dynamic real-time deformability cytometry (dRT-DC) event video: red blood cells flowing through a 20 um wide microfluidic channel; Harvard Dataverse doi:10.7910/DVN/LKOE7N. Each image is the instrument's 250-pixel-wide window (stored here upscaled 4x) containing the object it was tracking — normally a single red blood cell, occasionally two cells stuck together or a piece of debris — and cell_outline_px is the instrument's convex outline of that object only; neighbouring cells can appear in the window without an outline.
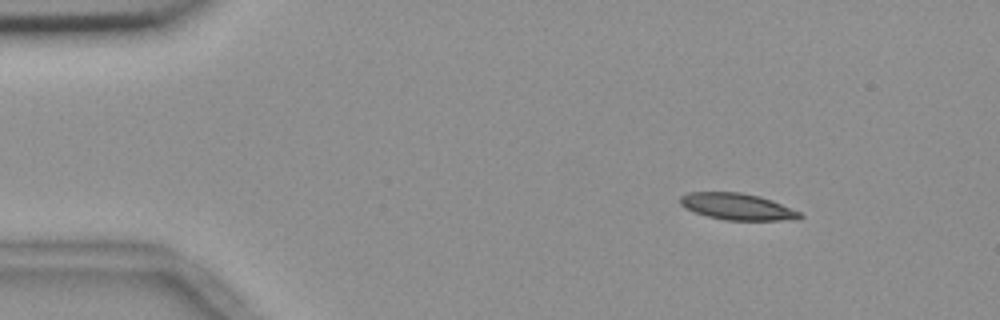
{"species": "common noctule bat (a hibernating species)", "species_latin": "Nyctalus noctula", "temperature_condition": "room temperature", "stored_images_in_passage": 49, "camera_frame_rate_fps": 3000, "um_per_image_px": 0.085, "animal": {"sex": "female", "body_mass_g": 18.4}, "frame": {"image": 1, "passage_image": 1, "time_ms": 0.0, "image_size_px": [1000, 320], "cell_outline_px": [[804, 216], [800, 220], [724, 220], [708, 216], [684, 208], [680, 204], [680, 196], [688, 192], [740, 192], [760, 196], [772, 200], [800, 212]], "centroid_in_image_um": [62.69, 17.56], "position_along_channel_um": 22.3, "area_um2": 18.61}}
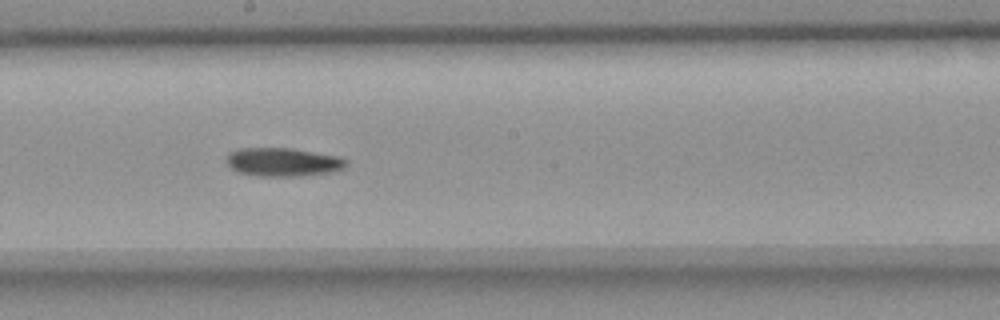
{"frame": {"image": 2, "passage_image": 24, "time_ms": 7.667, "image_size_px": [1000, 320], "cell_outline_px": [[348, 164], [344, 168], [332, 172], [300, 176], [256, 176], [236, 172], [224, 160], [228, 152], [240, 148], [292, 148], [340, 156], [348, 160]], "centroid_in_image_um": [24.05, 13.77], "position_along_channel_um": 224.2, "area_um2": 20.29}}
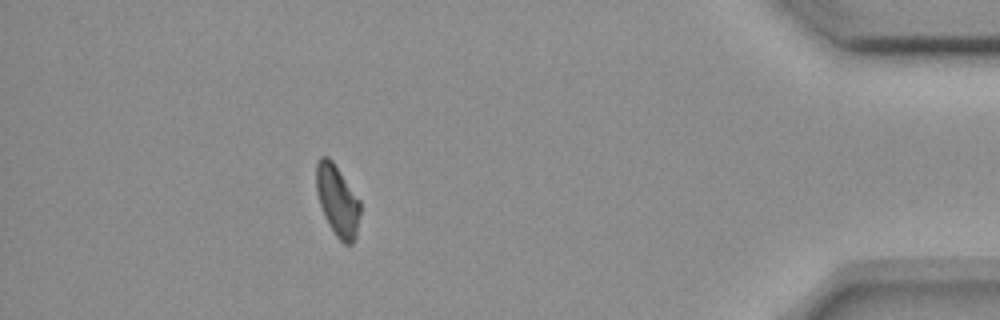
{"frame": {"image": 3, "passage_image": 43, "time_ms": 14.0, "image_size_px": [1000, 320], "cell_outline_px": [[360, 212], [356, 236], [352, 244], [344, 244], [336, 236], [328, 224], [324, 216], [316, 192], [316, 164], [320, 156], [328, 156], [332, 160], [360, 200]], "centroid_in_image_um": [28.67, 17.05], "position_along_channel_um": 406.5, "area_um2": 18.21}}